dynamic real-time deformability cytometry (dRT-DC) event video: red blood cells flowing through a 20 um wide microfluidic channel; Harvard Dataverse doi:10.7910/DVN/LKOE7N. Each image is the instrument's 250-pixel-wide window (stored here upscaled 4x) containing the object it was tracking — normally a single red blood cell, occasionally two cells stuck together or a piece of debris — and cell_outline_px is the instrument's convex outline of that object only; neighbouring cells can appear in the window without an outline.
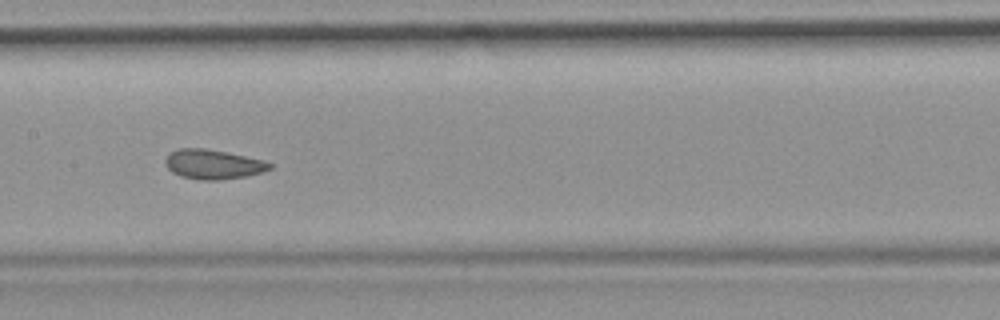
{"species": "common noctule bat (a hibernating species)", "species_latin": "Nyctalus noctula", "temperature_condition": "room temperature", "stored_images_in_passage": 43, "camera_frame_rate_fps": 3000, "um_per_image_px": 0.085, "animal": {"sex": "female", "body_mass_g": 19.9}, "frame": {"image": 1, "passage_image": 19, "time_ms": 6.0, "image_size_px": [1000, 320], "cell_outline_px": [[272, 168], [260, 172], [244, 176], [220, 180], [200, 180], [180, 176], [172, 172], [168, 168], [164, 160], [172, 152], [180, 148], [208, 148], [228, 152], [264, 160], [272, 164]], "centroid_in_image_um": [18.11, 13.96], "position_along_channel_um": 189.3, "area_um2": 17.92}}